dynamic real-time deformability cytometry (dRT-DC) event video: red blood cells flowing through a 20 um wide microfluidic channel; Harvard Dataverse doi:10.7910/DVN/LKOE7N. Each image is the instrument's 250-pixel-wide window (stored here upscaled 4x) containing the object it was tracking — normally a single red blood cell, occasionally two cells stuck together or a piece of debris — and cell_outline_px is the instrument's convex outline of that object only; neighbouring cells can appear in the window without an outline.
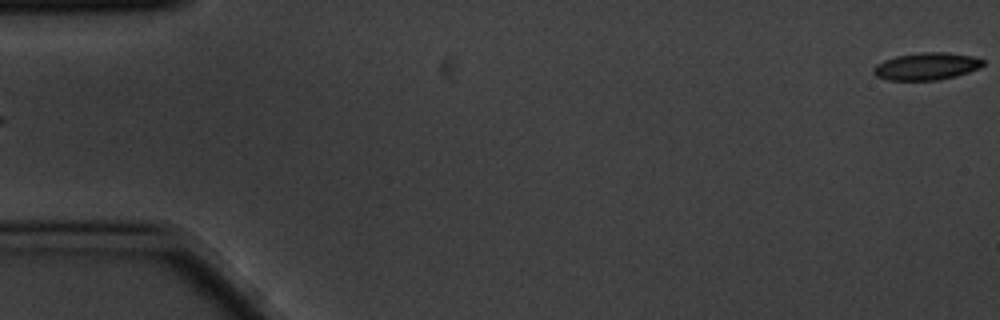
{"species": "common noctule bat (a hibernating species)", "species_latin": "Nyctalus noctula", "temperature_condition": "cold", "stored_images_in_passage": 4, "segment_of_instrument_passage": [2, 2], "camera_frame_rate_fps": 3000, "um_per_image_px": 0.085, "animal": {"sex": "male", "body_mass_g": 20.1, "forearm_length_mm": 53.5}, "frame": {"image": 1, "passage_image": 4, "time_ms": 1.0, "image_size_px": [1000, 320], "cell_outline_px": [[984, 64], [980, 68], [956, 76], [936, 80], [888, 80], [876, 76], [872, 72], [872, 68], [876, 64], [884, 60], [896, 56], [924, 52], [948, 52], [972, 56], [984, 60]], "centroid_in_image_um": [78.74, 5.63], "position_along_channel_um": 6.3, "area_um2": 17.46}}